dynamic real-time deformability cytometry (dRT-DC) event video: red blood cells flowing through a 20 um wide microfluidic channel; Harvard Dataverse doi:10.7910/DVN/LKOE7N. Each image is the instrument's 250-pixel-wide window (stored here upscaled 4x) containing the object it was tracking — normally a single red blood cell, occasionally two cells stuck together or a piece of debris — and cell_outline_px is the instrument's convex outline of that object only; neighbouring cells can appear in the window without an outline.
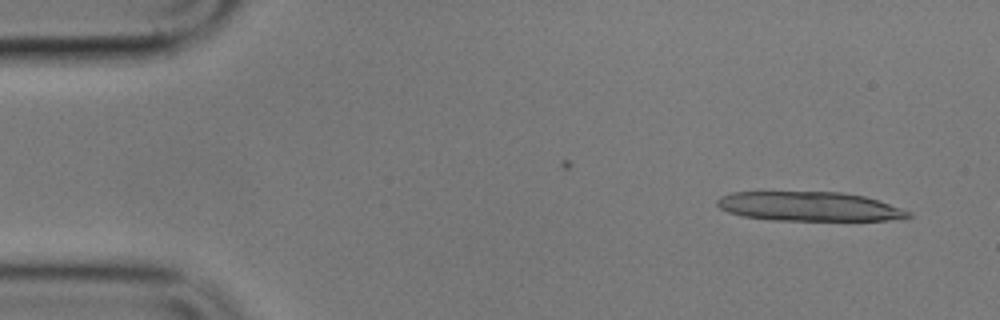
{"species": "common noctule bat (a hibernating species)", "species_latin": "Nyctalus noctula", "temperature_condition": "cold", "stored_images_in_passage": 4, "camera_frame_rate_fps": 3000, "um_per_image_px": 0.085, "animal": {"sex": "male", "body_mass_g": 17.9}, "frame": {"image": 1, "passage_image": 4, "time_ms": 3.667, "image_size_px": [1000, 320], "cell_outline_px": [[912, 216], [908, 220], [772, 220], [744, 216], [728, 212], [720, 208], [716, 204], [716, 200], [720, 196], [732, 192], [840, 192], [864, 196], [912, 212]], "centroid_in_image_um": [68.81, 17.55], "position_along_channel_um": 16.2, "area_um2": 32.66}}